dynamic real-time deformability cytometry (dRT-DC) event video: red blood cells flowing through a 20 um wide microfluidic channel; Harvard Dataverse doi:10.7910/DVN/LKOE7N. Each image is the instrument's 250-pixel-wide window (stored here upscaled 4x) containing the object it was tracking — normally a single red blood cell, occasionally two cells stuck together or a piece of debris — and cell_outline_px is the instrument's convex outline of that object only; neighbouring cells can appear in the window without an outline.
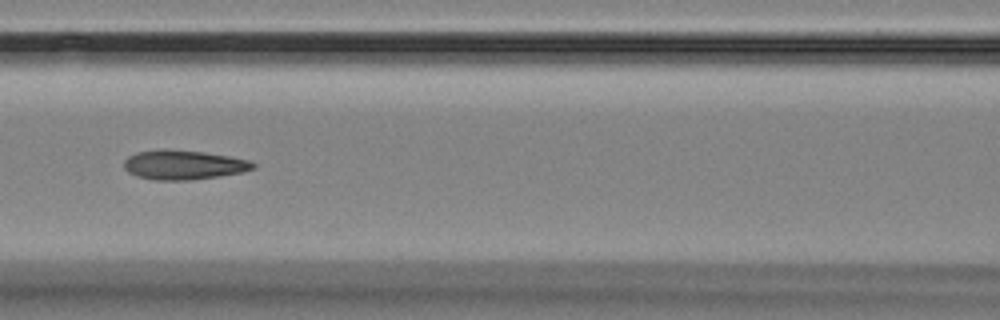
{"species": "Egyptian fruit bat (a non-hibernating species)", "species_latin": "Rousettus aegyptiacus", "temperature_condition": "room temperature", "stored_images_in_passage": 9, "camera_frame_rate_fps": 3000, "um_per_image_px": 0.085, "animal": {"sex": "female"}, "frame": {"image": 1, "passage_image": 7, "time_ms": 8.667, "image_size_px": [1000, 320], "cell_outline_px": [[256, 168], [240, 172], [220, 176], [192, 180], [156, 180], [136, 176], [128, 172], [124, 168], [124, 160], [128, 156], [136, 152], [200, 152], [228, 156], [248, 160], [256, 164]], "centroid_in_image_um": [15.62, 14.06], "position_along_channel_um": 151.0, "area_um2": 21.21}}
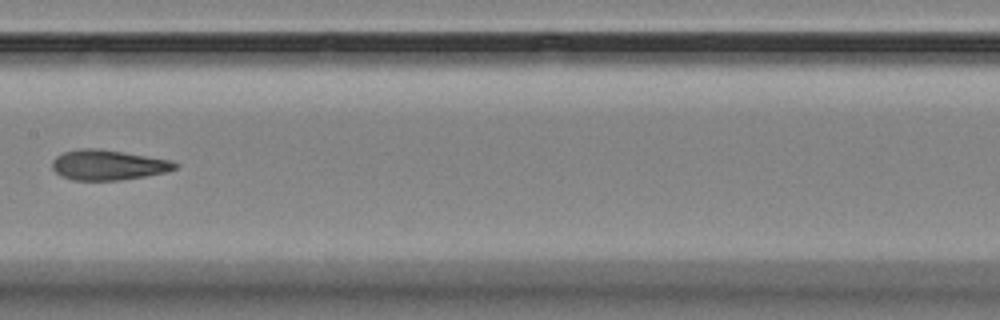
{"frame": {"image": 2, "passage_image": 8, "time_ms": 10.0, "image_size_px": [1000, 320], "cell_outline_px": [[180, 164], [176, 168], [164, 172], [144, 176], [120, 180], [72, 180], [60, 176], [52, 168], [52, 160], [56, 156], [64, 152], [80, 148], [96, 148], [124, 152], [172, 160]], "centroid_in_image_um": [9.17, 14.02], "position_along_channel_um": 198.2, "area_um2": 21.62}}
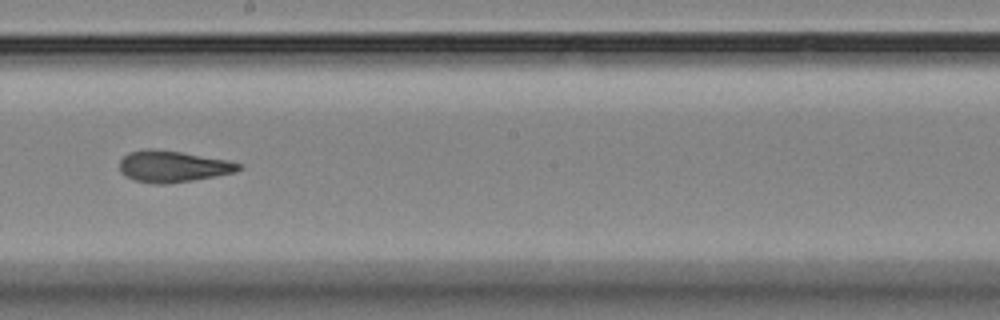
{"frame": {"image": 3, "passage_image": 9, "time_ms": 11.0, "image_size_px": [1000, 320], "cell_outline_px": [[244, 164], [236, 172], [216, 176], [168, 184], [152, 184], [136, 180], [120, 172], [120, 160], [128, 152], [148, 148], [152, 148], [180, 152], [228, 160]], "centroid_in_image_um": [14.7, 14.14], "position_along_channel_um": 233.5, "area_um2": 21.79}}